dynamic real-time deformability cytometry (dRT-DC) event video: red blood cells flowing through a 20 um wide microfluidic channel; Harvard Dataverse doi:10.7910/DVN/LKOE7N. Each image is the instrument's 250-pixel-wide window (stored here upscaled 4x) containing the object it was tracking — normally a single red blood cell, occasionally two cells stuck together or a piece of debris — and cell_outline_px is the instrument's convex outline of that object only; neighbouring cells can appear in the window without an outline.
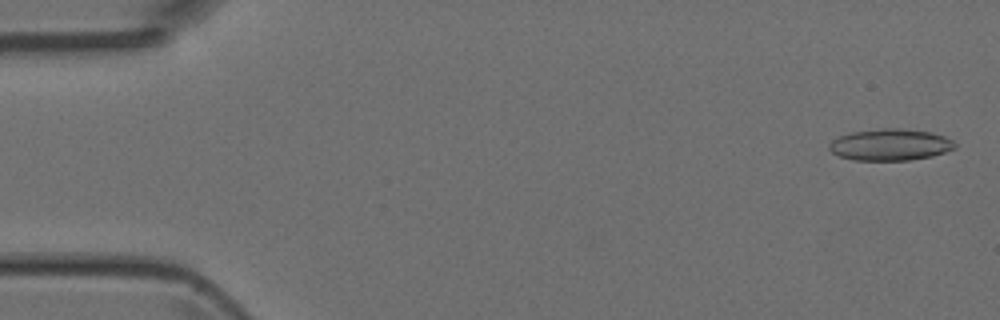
{"species": "Egyptian fruit bat (a non-hibernating species)", "species_latin": "Rousettus aegyptiacus", "temperature_condition": "room temperature", "stored_images_in_passage": 8, "camera_frame_rate_fps": 3000, "um_per_image_px": 0.085, "animal": {"sex": "female"}, "frame": {"image": 1, "passage_image": 2, "time_ms": 0.333, "image_size_px": [1000, 320], "cell_outline_px": [[956, 148], [932, 156], [908, 160], [856, 160], [840, 156], [832, 152], [828, 148], [828, 144], [832, 140], [840, 136], [852, 132], [884, 128], [900, 128], [932, 132], [944, 136], [952, 140], [956, 144]], "centroid_in_image_um": [75.68, 12.29], "position_along_channel_um": 9.3, "area_um2": 23.06}}